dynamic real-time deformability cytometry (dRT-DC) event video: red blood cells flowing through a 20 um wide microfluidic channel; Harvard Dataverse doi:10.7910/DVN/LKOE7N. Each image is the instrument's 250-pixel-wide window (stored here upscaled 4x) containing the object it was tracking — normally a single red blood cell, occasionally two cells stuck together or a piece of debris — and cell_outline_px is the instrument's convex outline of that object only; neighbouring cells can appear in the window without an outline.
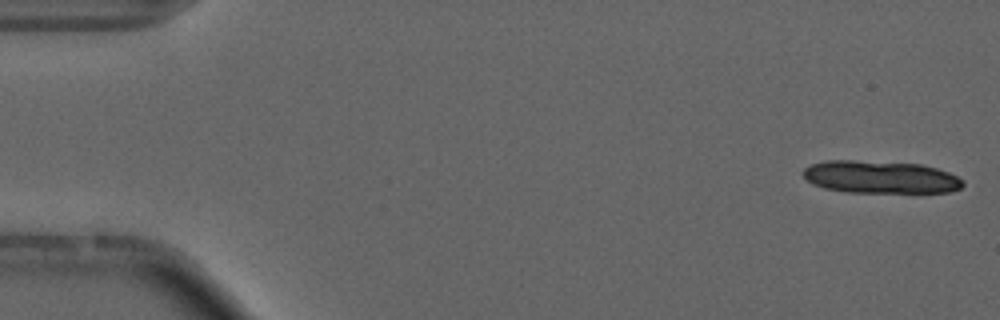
{"species": "common noctule bat (a hibernating species)", "species_latin": "Nyctalus noctula", "temperature_condition": "cold", "stored_images_in_passage": 13, "camera_frame_rate_fps": 3000, "um_per_image_px": 0.085, "animal": {"sex": "male", "forearm_length_mm": 52.5}, "frame": {"image": 1, "passage_image": 1, "time_ms": 0.0, "image_size_px": [1000, 320], "cell_outline_px": [[964, 184], [960, 188], [948, 192], [848, 192], [824, 188], [812, 184], [804, 176], [804, 168], [812, 164], [828, 160], [852, 160], [920, 164], [936, 168], [948, 172], [964, 180]], "centroid_in_image_um": [74.84, 15.05], "position_along_channel_um": 10.2, "area_um2": 30.11}}